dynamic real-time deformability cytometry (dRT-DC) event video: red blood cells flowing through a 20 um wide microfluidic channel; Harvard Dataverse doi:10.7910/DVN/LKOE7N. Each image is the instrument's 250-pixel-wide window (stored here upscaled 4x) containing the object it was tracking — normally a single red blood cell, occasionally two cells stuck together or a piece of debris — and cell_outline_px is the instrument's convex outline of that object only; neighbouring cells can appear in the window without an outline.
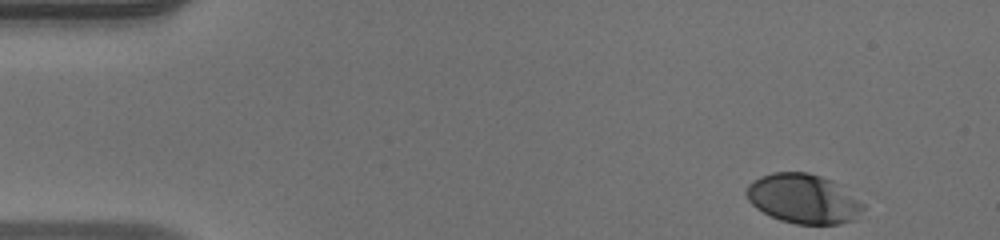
{"species": "human", "species_latin": "Homo sapiens", "temperature_condition": "warm", "stored_images_in_passage": 46, "camera_frame_rate_fps": 3000, "um_per_image_px": 0.085, "donor": {"sex": "male"}, "frame": {"image": 1, "passage_image": 1, "time_ms": 0.0, "image_size_px": [1000, 240], "cell_outline_px": [[864, 208], [856, 220], [840, 224], [796, 224], [780, 220], [756, 208], [748, 200], [744, 192], [748, 184], [752, 180], [760, 176], [772, 172], [808, 172], [832, 180], [840, 184], [864, 204]], "centroid_in_image_um": [68.29, 16.89], "position_along_channel_um": 16.7, "area_um2": 33.99}}
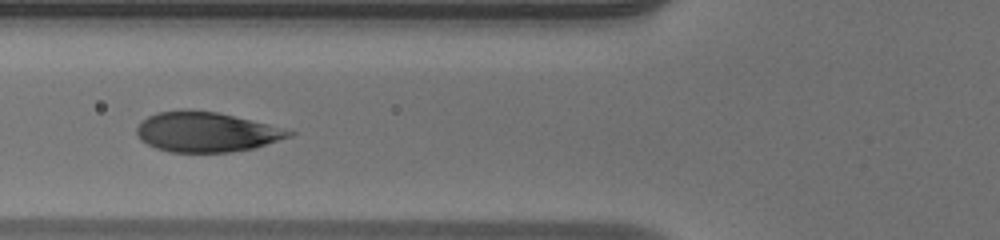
{"frame": {"image": 2, "passage_image": 16, "time_ms": 5.0, "image_size_px": [1000, 240], "cell_outline_px": [[296, 132], [292, 136], [256, 148], [228, 152], [172, 152], [156, 148], [140, 140], [136, 132], [136, 128], [148, 116], [156, 112], [180, 108], [216, 112], [268, 124]], "centroid_in_image_um": [17.52, 11.21], "position_along_channel_um": 108.3, "area_um2": 35.49}}
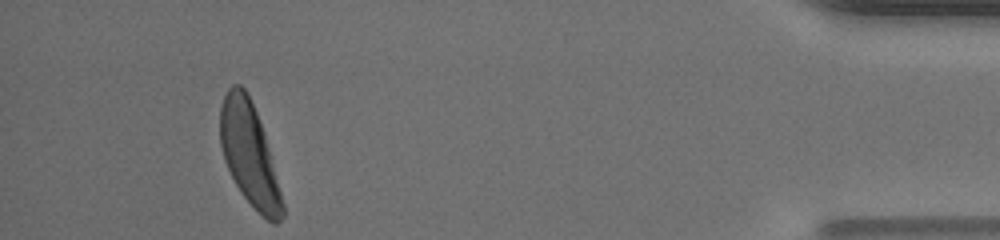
{"frame": {"image": 3, "passage_image": 43, "time_ms": 14.0, "image_size_px": [1000, 240], "cell_outline_px": [[284, 216], [276, 224], [272, 224], [240, 192], [224, 160], [220, 144], [220, 104], [228, 88], [232, 84], [240, 84], [244, 88], [256, 112], [264, 132], [284, 204]], "centroid_in_image_um": [21.18, 13.09], "position_along_channel_um": 414.0, "area_um2": 36.65}, "authors_computed_cell_mechanics": {"area_um2": 36.6741, "velocity_mm_per_s": 4.1055, "shape_relaxation_time_tau1_ms": 2.0774, "shape_relaxation_time_tau2_ms": null, "deformation_change_tau1": 0.1451, "deformation_change_tau2": null}}